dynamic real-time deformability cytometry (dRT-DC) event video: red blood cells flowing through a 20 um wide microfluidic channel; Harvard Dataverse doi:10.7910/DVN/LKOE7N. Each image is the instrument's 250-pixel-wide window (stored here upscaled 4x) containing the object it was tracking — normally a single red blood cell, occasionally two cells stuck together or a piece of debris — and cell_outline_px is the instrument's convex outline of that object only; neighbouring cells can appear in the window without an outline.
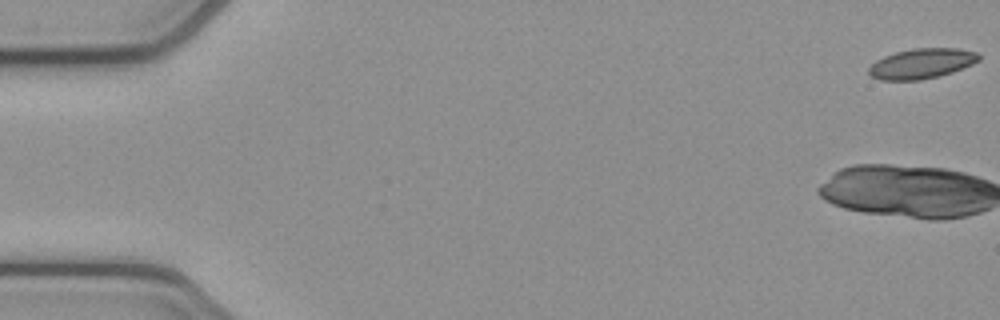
{"species": "common noctule bat (a hibernating species)", "species_latin": "Nyctalus noctula", "temperature_condition": "cold", "stored_images_in_passage": 20, "camera_frame_rate_fps": 3000, "um_per_image_px": 0.085, "animal": {"sex": "female", "body_mass_g": 21.9}, "frame": {"image": 1, "passage_image": 1, "time_ms": 0.0, "image_size_px": [1000, 320], "cell_outline_px": [[980, 60], [972, 64], [952, 72], [940, 76], [920, 80], [880, 80], [868, 76], [868, 68], [876, 60], [884, 56], [896, 52], [912, 48], [956, 48], [976, 52], [980, 56]], "centroid_in_image_um": [78.31, 5.41], "position_along_channel_um": 6.7, "area_um2": 19.42}}